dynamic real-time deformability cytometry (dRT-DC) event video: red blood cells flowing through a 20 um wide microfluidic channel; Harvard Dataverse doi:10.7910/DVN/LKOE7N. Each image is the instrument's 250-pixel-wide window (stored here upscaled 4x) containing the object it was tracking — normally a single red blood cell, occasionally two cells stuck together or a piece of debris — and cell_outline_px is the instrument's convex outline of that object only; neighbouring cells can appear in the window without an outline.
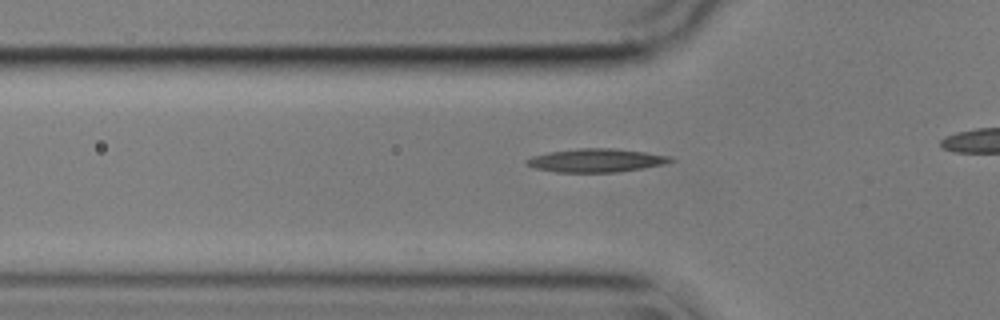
{"species": "common noctule bat (a hibernating species)", "species_latin": "Nyctalus noctula", "temperature_condition": "cold", "stored_images_in_passage": 2, "camera_frame_rate_fps": 3000, "um_per_image_px": 0.085, "animal": {"sex": "male", "body_mass_g": 17.9}, "frame": {"image": 1, "passage_image": 2, "time_ms": 0.333, "image_size_px": [1000, 320], "cell_outline_px": [[676, 160], [664, 164], [616, 172], [556, 172], [532, 168], [524, 164], [524, 160], [532, 156], [548, 152], [580, 148], [612, 148], [644, 152], [668, 156]], "centroid_in_image_um": [50.59, 13.63], "position_along_channel_um": 75.2, "area_um2": 19.59}}